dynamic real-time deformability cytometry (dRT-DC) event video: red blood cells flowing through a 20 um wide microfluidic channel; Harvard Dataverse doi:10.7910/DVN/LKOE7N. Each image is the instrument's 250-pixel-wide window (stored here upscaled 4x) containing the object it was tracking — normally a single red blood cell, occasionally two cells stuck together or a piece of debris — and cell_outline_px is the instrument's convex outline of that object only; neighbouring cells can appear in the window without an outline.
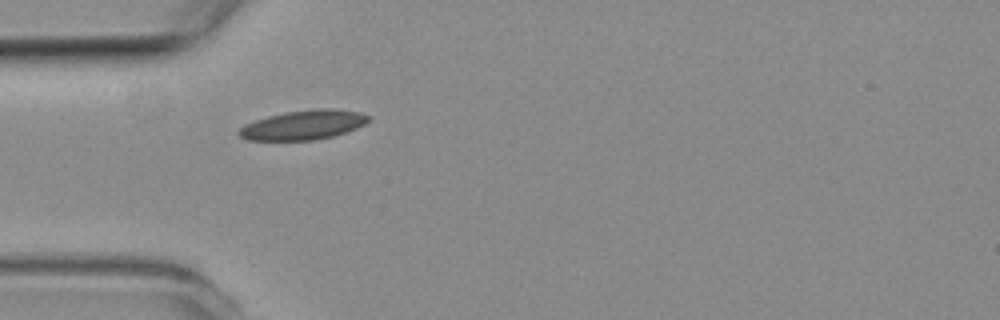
{"species": "common noctule bat (a hibernating species)", "species_latin": "Nyctalus noctula", "temperature_condition": "room temperature", "stored_images_in_passage": 5, "camera_frame_rate_fps": 3000, "um_per_image_px": 0.085, "animal": {"sex": "female", "body_mass_g": 19.3, "forearm_length_mm": 54.1}, "frame": {"image": 1, "passage_image": 5, "time_ms": 4.667, "image_size_px": [1000, 320], "cell_outline_px": [[372, 120], [356, 128], [332, 136], [312, 140], [248, 140], [240, 136], [236, 132], [244, 124], [268, 116], [284, 112], [316, 108], [336, 108], [360, 112], [372, 116]], "centroid_in_image_um": [25.82, 10.6], "position_along_channel_um": 59.2, "area_um2": 22.37}}